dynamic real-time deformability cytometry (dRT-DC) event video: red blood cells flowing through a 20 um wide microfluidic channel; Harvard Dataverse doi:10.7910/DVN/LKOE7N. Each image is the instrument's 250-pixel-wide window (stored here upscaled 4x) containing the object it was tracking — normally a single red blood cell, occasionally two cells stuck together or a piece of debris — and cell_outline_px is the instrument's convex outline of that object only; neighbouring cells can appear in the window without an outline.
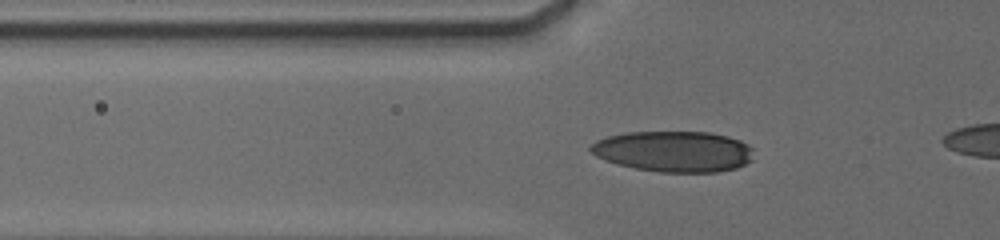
{"species": "human", "species_latin": "Homo sapiens", "temperature_condition": "cold", "stored_images_in_passage": 57, "camera_frame_rate_fps": 3000, "um_per_image_px": 0.085, "donor": {"sex": "male"}, "frame": {"image": 1, "passage_image": 35, "time_ms": 7.0, "image_size_px": [1000, 240], "cell_outline_px": [[752, 160], [736, 168], [716, 172], [660, 172], [636, 168], [620, 164], [596, 156], [588, 148], [596, 140], [608, 136], [624, 132], [712, 132], [728, 136], [740, 140], [748, 144], [752, 148]], "centroid_in_image_um": [57.29, 12.86], "position_along_channel_um": 68.5, "area_um2": 38.73}}
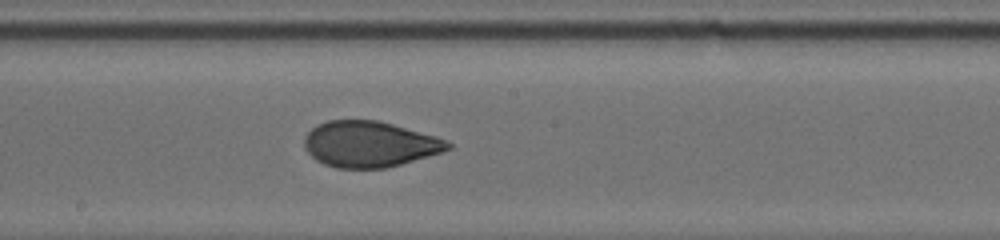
{"frame": {"image": 2, "passage_image": 45, "time_ms": 11.0, "image_size_px": [1000, 240], "cell_outline_px": [[452, 148], [428, 156], [400, 164], [384, 168], [336, 168], [324, 164], [316, 160], [304, 148], [304, 136], [316, 124], [328, 120], [376, 120], [392, 124], [436, 136], [452, 144]], "centroid_in_image_um": [31.37, 12.25], "position_along_channel_um": 216.8, "area_um2": 38.21}}
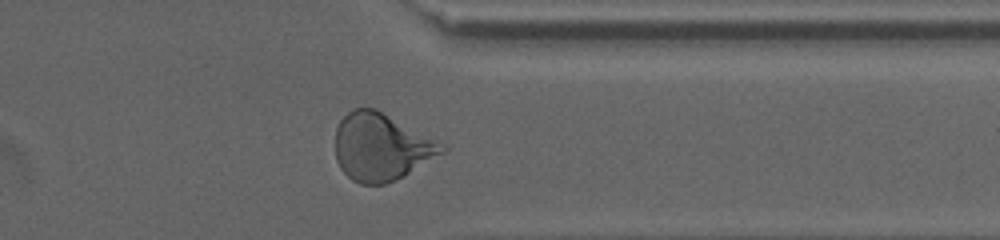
{"frame": {"image": 3, "passage_image": 53, "time_ms": 15.333, "image_size_px": [1000, 240], "cell_outline_px": [[448, 148], [444, 152], [404, 176], [384, 184], [360, 184], [352, 180], [340, 168], [336, 160], [336, 128], [340, 120], [352, 108], [376, 108], [444, 144]], "centroid_in_image_um": [32.39, 12.49], "position_along_channel_um": 379.0, "area_um2": 41.67}, "authors_computed_cell_mechanics": {"area_um2": 35.0846, "velocity_mm_per_s": 3.7853, "shape_relaxation_time_tau1_ms": 4.8772, "shape_relaxation_time_tau2_ms": 1.1533, "deformation_change_tau1": 0.1692, "deformation_change_tau2": 0.0567}}